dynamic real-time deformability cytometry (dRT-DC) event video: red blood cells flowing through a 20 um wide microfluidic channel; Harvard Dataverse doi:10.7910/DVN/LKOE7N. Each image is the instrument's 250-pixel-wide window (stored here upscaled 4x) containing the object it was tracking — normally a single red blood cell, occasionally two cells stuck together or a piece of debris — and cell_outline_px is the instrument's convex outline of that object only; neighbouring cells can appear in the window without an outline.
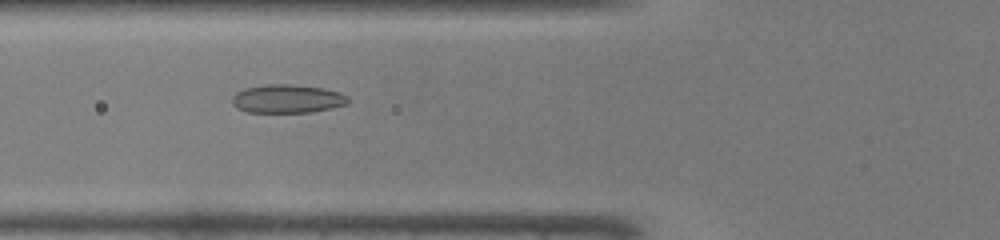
{"species": "common noctule bat (a hibernating species)", "species_latin": "Nyctalus noctula", "temperature_condition": "warm", "stored_images_in_passage": 39, "camera_frame_rate_fps": 3000, "um_per_image_px": 0.085, "animal": {"sex": "male", "body_mass_g": 19.0, "forearm_length_mm": 50.8}, "frame": {"image": 1, "passage_image": 10, "time_ms": 3.0, "image_size_px": [1000, 240], "cell_outline_px": [[348, 104], [332, 108], [312, 112], [248, 112], [236, 108], [232, 104], [232, 96], [236, 92], [244, 88], [268, 84], [288, 84], [324, 88], [340, 92], [348, 96]], "centroid_in_image_um": [24.42, 8.39], "position_along_channel_um": 101.4, "area_um2": 19.36}}
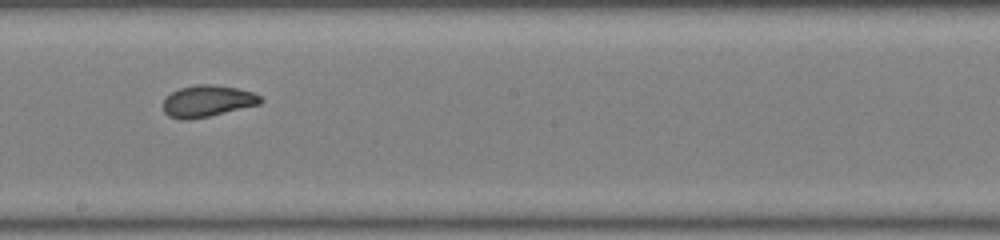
{"frame": {"image": 2, "passage_image": 19, "time_ms": 6.0, "image_size_px": [1000, 240], "cell_outline_px": [[264, 100], [260, 104], [208, 116], [188, 120], [180, 120], [168, 116], [164, 112], [164, 100], [172, 92], [180, 88], [196, 84], [216, 84], [236, 88], [252, 92], [260, 96]], "centroid_in_image_um": [17.63, 8.59], "position_along_channel_um": 230.6, "area_um2": 17.86}}
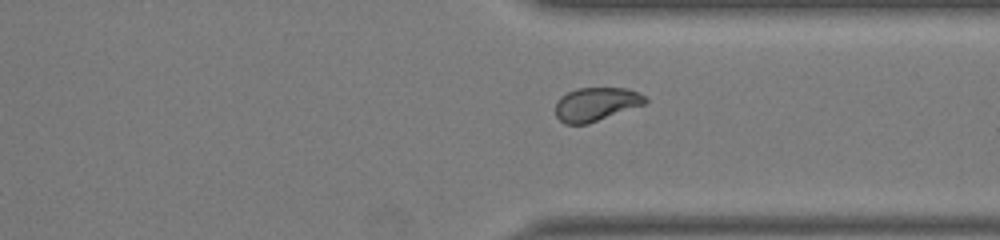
{"frame": {"image": 3, "passage_image": 28, "time_ms": 9.0, "image_size_px": [1000, 240], "cell_outline_px": [[648, 100], [644, 104], [588, 124], [564, 124], [556, 116], [556, 100], [560, 96], [576, 88], [628, 88], [644, 96]], "centroid_in_image_um": [50.62, 8.85], "position_along_channel_um": 360.8, "area_um2": 17.51}, "authors_computed_cell_mechanics": {"area_um2": 18.6116, "velocity_mm_per_s": 4.3182, "shape_relaxation_time_tau1_ms": 4.5577, "shape_relaxation_time_tau2_ms": 1.07, "deformation_change_tau1": 0.145, "deformation_change_tau2": 0.0503}}